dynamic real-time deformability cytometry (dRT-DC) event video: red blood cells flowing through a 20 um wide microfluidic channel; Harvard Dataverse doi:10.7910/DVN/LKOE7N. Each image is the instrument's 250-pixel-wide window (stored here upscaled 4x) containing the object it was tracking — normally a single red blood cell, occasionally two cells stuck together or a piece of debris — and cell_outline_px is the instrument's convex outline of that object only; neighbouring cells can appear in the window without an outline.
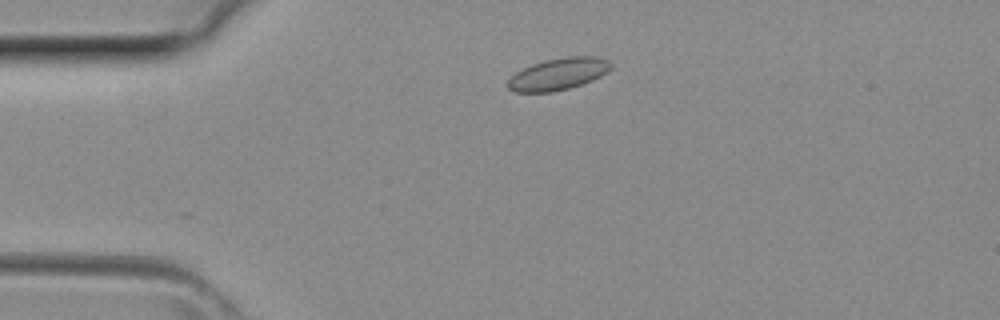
{"species": "common noctule bat (a hibernating species)", "species_latin": "Nyctalus noctula", "temperature_condition": "room temperature", "stored_images_in_passage": 3, "camera_frame_rate_fps": 3000, "um_per_image_px": 0.085, "animal": {"sex": "female", "body_mass_g": 29.2, "forearm_length_mm": 56.3}, "frame": {"image": 1, "passage_image": 2, "time_ms": 0.333, "image_size_px": [1000, 320], "cell_outline_px": [[612, 68], [608, 72], [592, 80], [568, 88], [552, 92], [516, 92], [508, 88], [508, 80], [516, 72], [532, 64], [544, 60], [568, 56], [600, 56], [608, 60], [612, 64]], "centroid_in_image_um": [47.49, 6.27], "position_along_channel_um": 37.5, "area_um2": 19.13}}
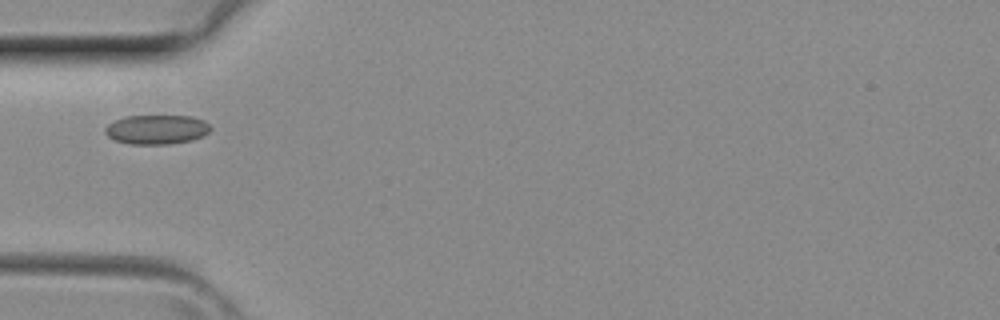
{"frame": {"image": 2, "passage_image": 3, "time_ms": 0.667, "image_size_px": [1000, 320], "cell_outline_px": [[212, 128], [204, 136], [192, 140], [168, 144], [128, 144], [116, 140], [108, 136], [104, 132], [104, 128], [112, 120], [124, 116], [192, 116], [204, 120]], "centroid_in_image_um": [13.3, 11.0], "position_along_channel_um": 71.7, "area_um2": 18.21}}